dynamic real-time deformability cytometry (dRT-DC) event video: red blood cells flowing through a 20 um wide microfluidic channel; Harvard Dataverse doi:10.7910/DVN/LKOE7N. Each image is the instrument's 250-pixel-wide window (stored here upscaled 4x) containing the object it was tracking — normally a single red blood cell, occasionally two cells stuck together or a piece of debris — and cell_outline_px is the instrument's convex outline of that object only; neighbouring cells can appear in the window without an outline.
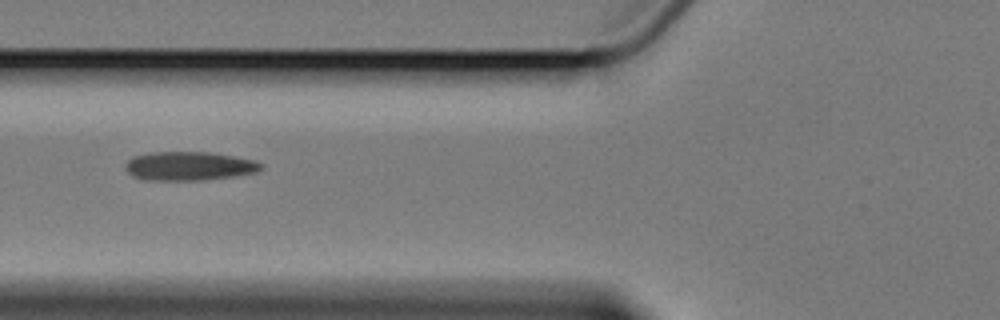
{"species": "Egyptian fruit bat (a non-hibernating species)", "species_latin": "Rousettus aegyptiacus", "temperature_condition": "cold", "stored_images_in_passage": 7, "camera_frame_rate_fps": 3000, "um_per_image_px": 0.085, "animal": {"sex": "female"}, "frame": {"image": 1, "passage_image": 3, "time_ms": 2.667, "image_size_px": [1000, 320], "cell_outline_px": [[264, 168], [256, 172], [236, 176], [204, 180], [144, 180], [132, 176], [124, 168], [124, 164], [132, 156], [152, 152], [208, 152], [256, 160], [264, 164]], "centroid_in_image_um": [16.07, 14.12], "position_along_channel_um": 109.7, "area_um2": 23.06}}
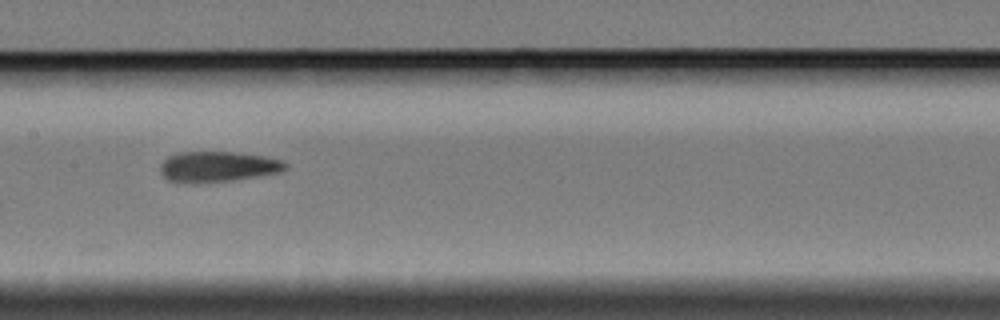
{"frame": {"image": 2, "passage_image": 5, "time_ms": 5.0, "image_size_px": [1000, 320], "cell_outline_px": [[288, 168], [280, 172], [232, 180], [168, 180], [164, 176], [160, 168], [160, 164], [168, 156], [180, 152], [236, 152], [284, 160], [288, 164]], "centroid_in_image_um": [18.58, 14.11], "position_along_channel_um": 188.8, "area_um2": 21.33}}
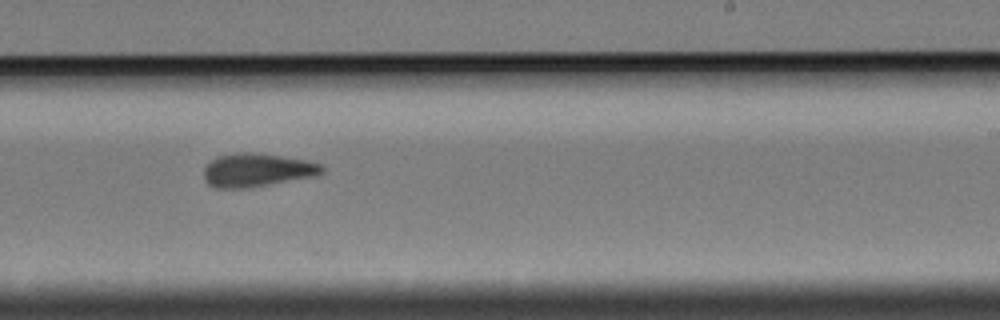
{"frame": {"image": 3, "passage_image": 7, "time_ms": 7.333, "image_size_px": [1000, 320], "cell_outline_px": [[324, 172], [320, 176], [248, 188], [216, 188], [208, 184], [204, 180], [204, 168], [216, 156], [240, 152], [252, 152], [308, 160], [320, 164], [324, 168]], "centroid_in_image_um": [21.88, 14.47], "position_along_channel_um": 267.1, "area_um2": 23.29}}